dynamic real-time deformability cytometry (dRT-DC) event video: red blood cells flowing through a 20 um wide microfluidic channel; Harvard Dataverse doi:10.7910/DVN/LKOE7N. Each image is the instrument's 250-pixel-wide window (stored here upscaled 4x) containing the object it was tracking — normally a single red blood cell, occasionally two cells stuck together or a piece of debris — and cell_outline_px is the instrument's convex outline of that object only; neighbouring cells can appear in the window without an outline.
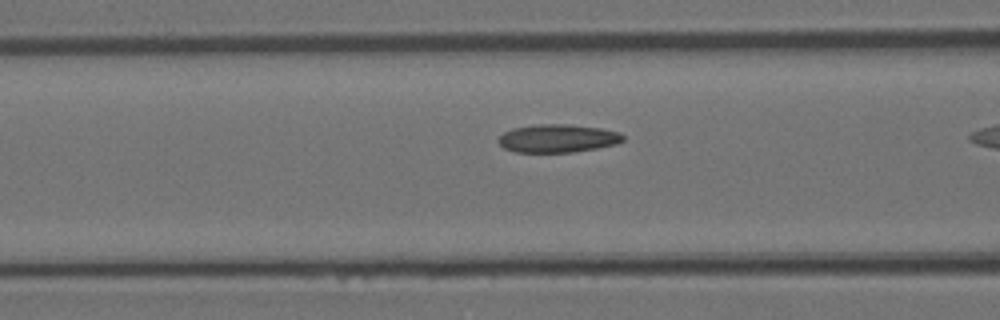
{"species": "Egyptian fruit bat (a non-hibernating species)", "species_latin": "Rousettus aegyptiacus", "temperature_condition": "room temperature", "stored_images_in_passage": 17, "camera_frame_rate_fps": 3000, "um_per_image_px": 0.085, "animal": {"sex": "female"}, "frame": {"image": 1, "passage_image": 12, "time_ms": 3.667, "image_size_px": [1000, 320], "cell_outline_px": [[624, 140], [616, 144], [596, 148], [572, 152], [516, 152], [504, 148], [496, 140], [504, 132], [512, 128], [536, 124], [568, 124], [600, 128], [620, 132], [624, 136]], "centroid_in_image_um": [47.39, 11.75], "position_along_channel_um": 119.2, "area_um2": 20.46}}
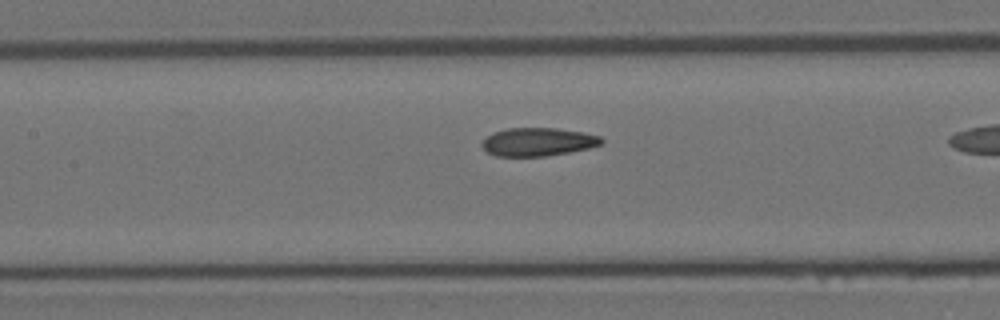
{"frame": {"image": 2, "passage_image": 15, "time_ms": 4.667, "image_size_px": [1000, 320], "cell_outline_px": [[604, 140], [600, 144], [588, 148], [568, 152], [544, 156], [496, 156], [488, 152], [480, 144], [492, 132], [508, 128], [556, 128], [584, 132], [600, 136]], "centroid_in_image_um": [45.72, 12.05], "position_along_channel_um": 161.7, "area_um2": 19.54}}